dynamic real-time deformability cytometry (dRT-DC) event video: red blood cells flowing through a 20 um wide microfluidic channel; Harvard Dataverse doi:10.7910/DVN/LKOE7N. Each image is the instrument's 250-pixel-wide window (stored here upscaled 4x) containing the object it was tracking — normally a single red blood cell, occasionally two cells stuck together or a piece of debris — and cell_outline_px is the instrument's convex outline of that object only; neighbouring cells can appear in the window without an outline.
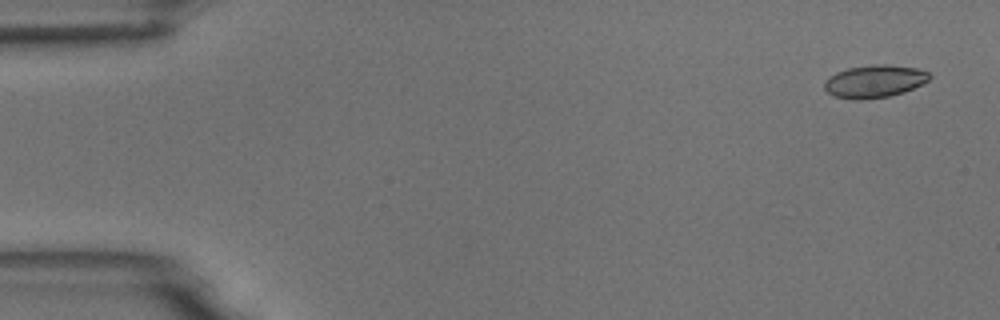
{"species": "common noctule bat (a hibernating species)", "species_latin": "Nyctalus noctula", "temperature_condition": "room temperature", "stored_images_in_passage": 25, "camera_frame_rate_fps": 3000, "um_per_image_px": 0.085, "animal": {"sex": "male", "body_mass_g": 18.8}, "frame": {"image": 1, "passage_image": 3, "time_ms": 0.667, "image_size_px": [1000, 320], "cell_outline_px": [[932, 76], [928, 80], [904, 92], [888, 96], [860, 100], [856, 100], [836, 96], [828, 92], [824, 88], [824, 80], [828, 76], [836, 72], [848, 68], [872, 64], [888, 64], [916, 68], [928, 72]], "centroid_in_image_um": [74.3, 6.9], "position_along_channel_um": 10.7, "area_um2": 19.94}}
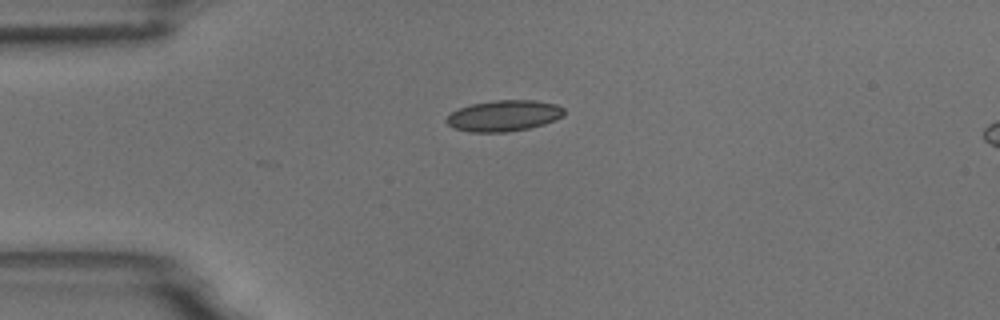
{"frame": {"image": 2, "passage_image": 14, "time_ms": 4.333, "image_size_px": [1000, 320], "cell_outline_px": [[564, 116], [556, 120], [544, 124], [528, 128], [508, 132], [468, 132], [452, 128], [444, 120], [452, 112], [460, 108], [472, 104], [496, 100], [536, 100], [556, 104], [564, 108]], "centroid_in_image_um": [42.84, 9.84], "position_along_channel_um": 42.2, "area_um2": 21.39}}